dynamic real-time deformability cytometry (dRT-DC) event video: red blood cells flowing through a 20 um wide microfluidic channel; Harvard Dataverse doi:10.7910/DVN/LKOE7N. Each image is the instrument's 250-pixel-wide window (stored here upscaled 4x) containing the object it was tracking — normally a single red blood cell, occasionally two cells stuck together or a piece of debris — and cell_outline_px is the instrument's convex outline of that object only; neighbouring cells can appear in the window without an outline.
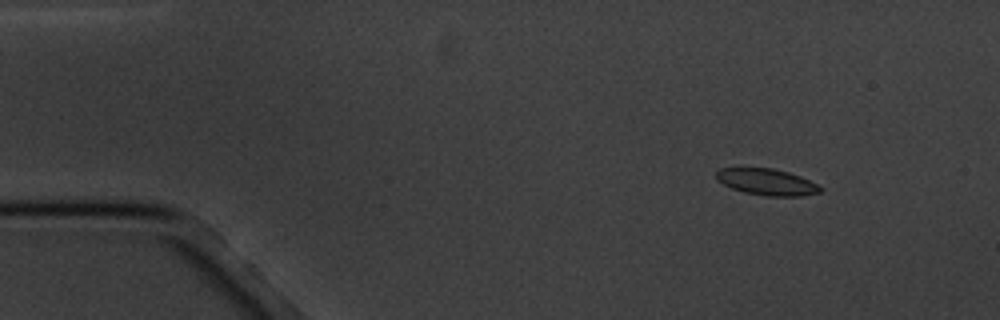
{"species": "common noctule bat (a hibernating species)", "species_latin": "Nyctalus noctula", "temperature_condition": "cold", "stored_images_in_passage": 4, "camera_frame_rate_fps": 3000, "um_per_image_px": 0.085, "animal": {"sex": "male", "body_mass_g": 20.1, "forearm_length_mm": 53.5}, "frame": {"image": 1, "passage_image": 1, "time_ms": 0.0, "image_size_px": [1000, 320], "cell_outline_px": [[824, 188], [820, 192], [804, 196], [764, 196], [744, 192], [732, 188], [716, 180], [716, 172], [720, 168], [740, 164], [772, 168], [788, 172], [800, 176]], "centroid_in_image_um": [65.09, 15.41], "position_along_channel_um": 19.9, "area_um2": 16.76}}